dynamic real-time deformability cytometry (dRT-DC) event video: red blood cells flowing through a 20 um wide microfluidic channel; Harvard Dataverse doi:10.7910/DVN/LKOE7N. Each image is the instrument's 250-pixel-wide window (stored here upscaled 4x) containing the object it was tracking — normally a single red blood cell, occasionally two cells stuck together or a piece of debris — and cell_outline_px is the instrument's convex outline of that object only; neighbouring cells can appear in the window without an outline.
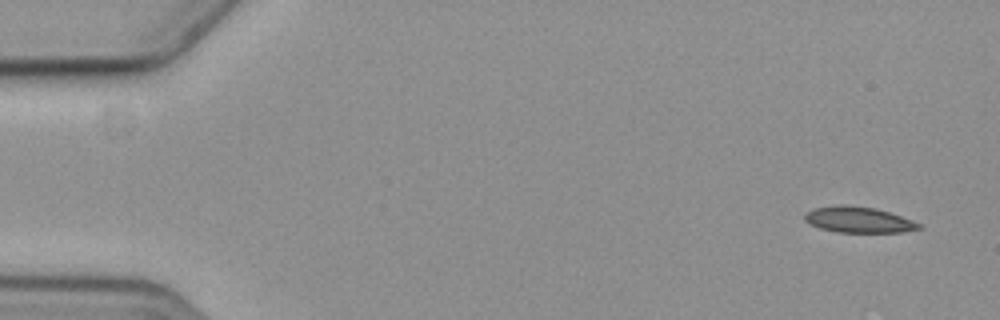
{"species": "common noctule bat (a hibernating species)", "species_latin": "Nyctalus noctula", "temperature_condition": "cold", "stored_images_in_passage": 5, "camera_frame_rate_fps": 3000, "um_per_image_px": 0.085, "animal": {"sex": "female", "body_mass_g": 19.3, "forearm_length_mm": 54.1}, "frame": {"image": 1, "passage_image": 1, "time_ms": 0.0, "image_size_px": [1000, 320], "cell_outline_px": [[920, 228], [904, 232], [836, 232], [820, 228], [808, 224], [804, 220], [804, 216], [812, 208], [840, 204], [876, 208], [912, 220], [920, 224]], "centroid_in_image_um": [72.92, 18.67], "position_along_channel_um": 12.1, "area_um2": 17.17}}